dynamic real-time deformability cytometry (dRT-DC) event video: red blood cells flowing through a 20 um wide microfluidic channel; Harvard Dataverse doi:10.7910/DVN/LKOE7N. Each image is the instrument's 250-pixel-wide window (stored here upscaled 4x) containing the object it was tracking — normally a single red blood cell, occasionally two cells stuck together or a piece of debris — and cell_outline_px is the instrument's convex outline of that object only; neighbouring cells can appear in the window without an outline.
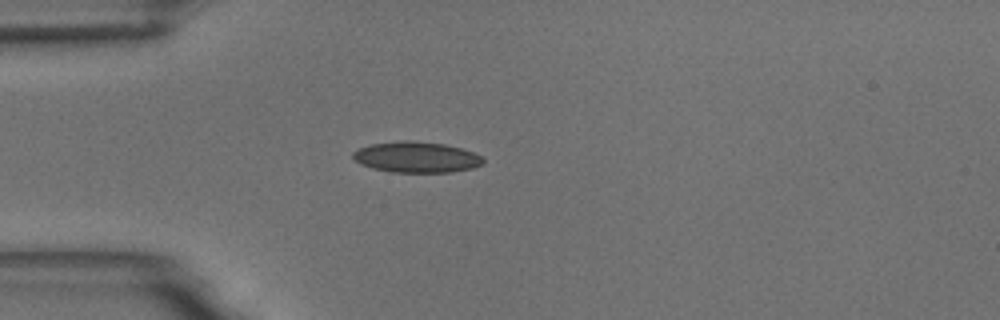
{"species": "common noctule bat (a hibernating species)", "species_latin": "Nyctalus noctula", "temperature_condition": "room temperature", "stored_images_in_passage": 17, "camera_frame_rate_fps": 3000, "um_per_image_px": 0.085, "animal": {"sex": "male", "body_mass_g": 18.8}, "frame": {"image": 1, "passage_image": 14, "time_ms": 4.333, "image_size_px": [1000, 320], "cell_outline_px": [[484, 164], [472, 168], [452, 172], [392, 172], [372, 168], [360, 164], [352, 156], [352, 152], [356, 148], [372, 144], [400, 140], [412, 140], [444, 144], [460, 148], [472, 152], [480, 156], [484, 160]], "centroid_in_image_um": [35.37, 13.35], "position_along_channel_um": 49.6, "area_um2": 23.47}}